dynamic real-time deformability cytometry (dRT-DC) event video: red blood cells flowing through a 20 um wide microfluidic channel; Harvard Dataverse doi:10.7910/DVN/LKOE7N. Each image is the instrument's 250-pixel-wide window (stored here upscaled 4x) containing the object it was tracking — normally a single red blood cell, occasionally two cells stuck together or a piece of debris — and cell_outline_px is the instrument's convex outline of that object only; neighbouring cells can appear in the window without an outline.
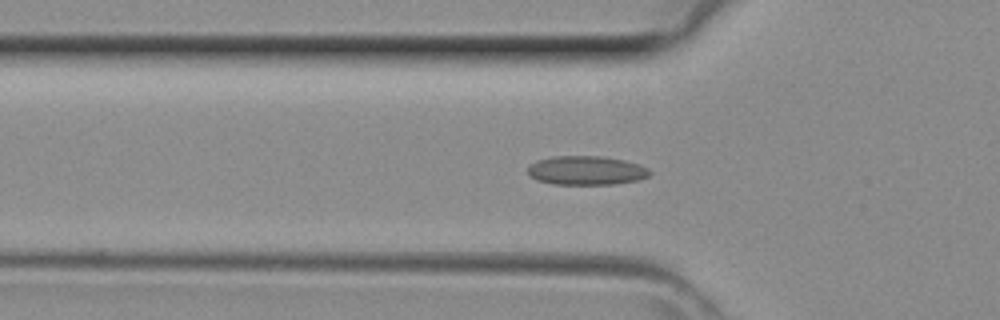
{"species": "common noctule bat (a hibernating species)", "species_latin": "Nyctalus noctula", "temperature_condition": "room temperature", "stored_images_in_passage": 29, "camera_frame_rate_fps": 3000, "um_per_image_px": 0.085, "animal": {"sex": "female", "body_mass_g": 29.2, "forearm_length_mm": 56.3}, "frame": {"image": 1, "passage_image": 3, "time_ms": 0.667, "image_size_px": [1000, 320], "cell_outline_px": [[652, 172], [648, 176], [636, 180], [612, 184], [552, 184], [536, 180], [528, 176], [528, 168], [536, 160], [552, 156], [600, 156], [624, 160], [648, 168]], "centroid_in_image_um": [49.79, 14.49], "position_along_channel_um": 76.0, "area_um2": 20.52}}
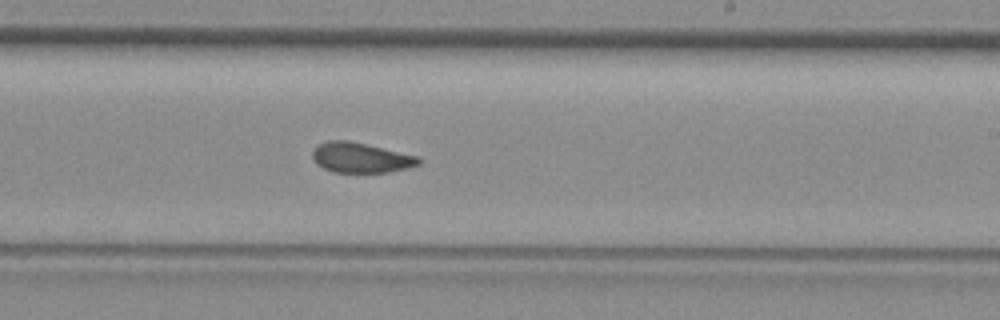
{"frame": {"image": 2, "passage_image": 14, "time_ms": 4.333, "image_size_px": [1000, 320], "cell_outline_px": [[420, 164], [408, 168], [388, 172], [332, 172], [316, 164], [312, 156], [312, 152], [320, 144], [328, 140], [348, 140], [416, 156], [420, 160]], "centroid_in_image_um": [30.63, 13.41], "position_along_channel_um": 258.4, "area_um2": 18.32}}
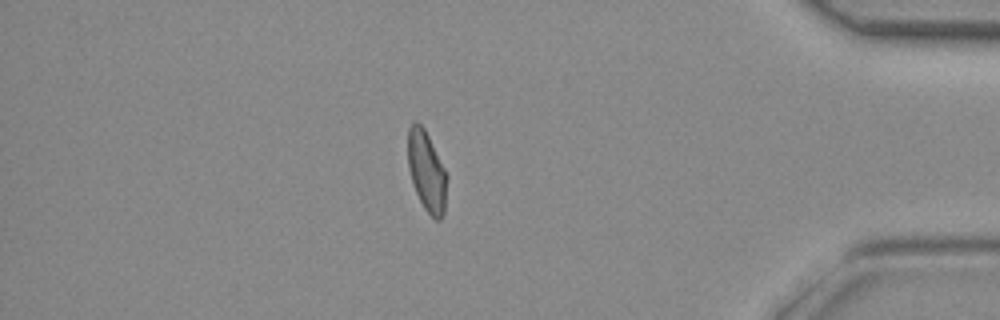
{"frame": {"image": 3, "passage_image": 25, "time_ms": 8.0, "image_size_px": [1000, 320], "cell_outline_px": [[448, 176], [444, 212], [440, 220], [436, 220], [424, 208], [412, 184], [408, 168], [408, 128], [416, 120], [424, 128]], "centroid_in_image_um": [36.26, 14.57], "position_along_channel_um": 398.9, "area_um2": 18.15}}